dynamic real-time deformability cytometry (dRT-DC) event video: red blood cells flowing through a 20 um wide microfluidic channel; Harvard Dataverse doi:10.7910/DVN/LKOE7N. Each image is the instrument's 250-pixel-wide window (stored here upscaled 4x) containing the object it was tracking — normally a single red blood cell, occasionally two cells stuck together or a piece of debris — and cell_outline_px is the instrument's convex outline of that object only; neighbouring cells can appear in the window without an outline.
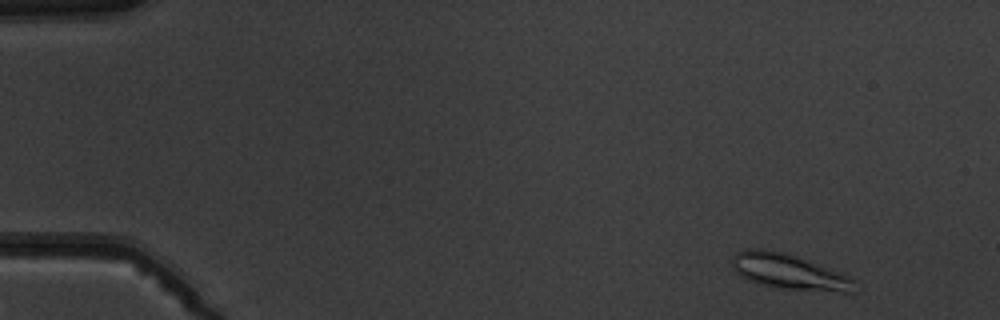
{"species": "common noctule bat (a hibernating species)", "species_latin": "Nyctalus noctula", "temperature_condition": "warm", "stored_images_in_passage": 5, "camera_frame_rate_fps": 3000, "um_per_image_px": 0.085, "animal": {"sex": "male", "body_mass_g": 19.5, "forearm_length_mm": 54.6}, "frame": {"image": 1, "passage_image": 1, "time_ms": 0.0, "image_size_px": [1000, 320], "cell_outline_px": [[856, 280], [852, 292], [844, 292], [776, 288], [756, 284], [740, 276], [732, 268], [732, 256], [736, 252], [748, 248], [764, 248], [784, 252], [796, 256], [848, 276]], "centroid_in_image_um": [66.97, 23.09], "position_along_channel_um": 18.0, "area_um2": 25.2}}
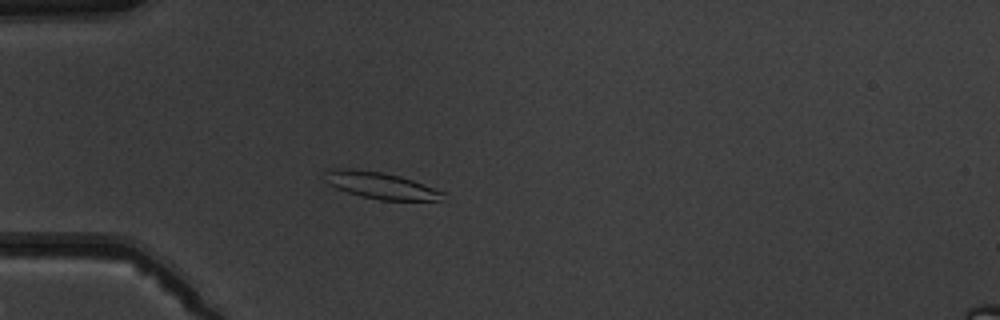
{"frame": {"image": 2, "passage_image": 4, "time_ms": 3.667, "image_size_px": [1000, 320], "cell_outline_px": [[444, 192], [440, 200], [380, 200], [360, 196], [336, 188], [328, 184], [324, 172], [332, 168], [352, 168], [380, 172], [400, 176], [412, 180]], "centroid_in_image_um": [32.29, 15.75], "position_along_channel_um": 52.7, "area_um2": 18.09}}